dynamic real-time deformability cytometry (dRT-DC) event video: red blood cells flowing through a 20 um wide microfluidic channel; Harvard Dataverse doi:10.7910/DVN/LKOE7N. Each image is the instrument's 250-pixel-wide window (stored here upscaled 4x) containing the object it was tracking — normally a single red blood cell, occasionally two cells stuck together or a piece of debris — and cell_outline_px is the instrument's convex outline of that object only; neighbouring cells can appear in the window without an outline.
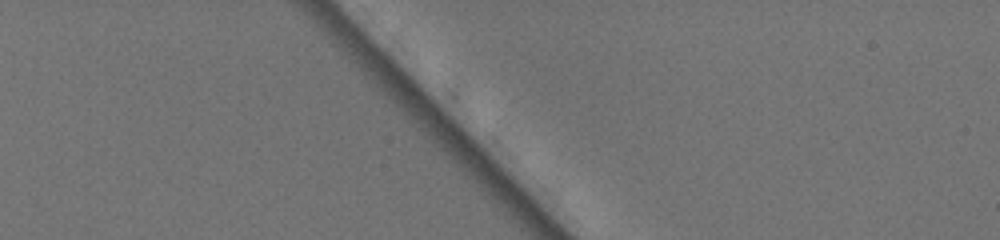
{"species": "common noctule bat (a hibernating species)", "species_latin": "Nyctalus noctula", "temperature_condition": "warm", "stored_images_in_passage": 2, "camera_frame_rate_fps": 3000, "um_per_image_px": 0.085, "animal": {"sex": "female", "body_mass_g": 19.5, "forearm_length_mm": 54.1}, "frame": {"image": 1, "passage_image": 1, "time_ms": 0.0, "image_size_px": [1000, 240], "cell_outline_px": [[596, 148], [524, 76], [532, 68], [544, 68], [592, 116]], "centroid_in_image_um": [47.85, 8.65], "position_along_channel_um": 37.2, "area_um2": 12.48}}